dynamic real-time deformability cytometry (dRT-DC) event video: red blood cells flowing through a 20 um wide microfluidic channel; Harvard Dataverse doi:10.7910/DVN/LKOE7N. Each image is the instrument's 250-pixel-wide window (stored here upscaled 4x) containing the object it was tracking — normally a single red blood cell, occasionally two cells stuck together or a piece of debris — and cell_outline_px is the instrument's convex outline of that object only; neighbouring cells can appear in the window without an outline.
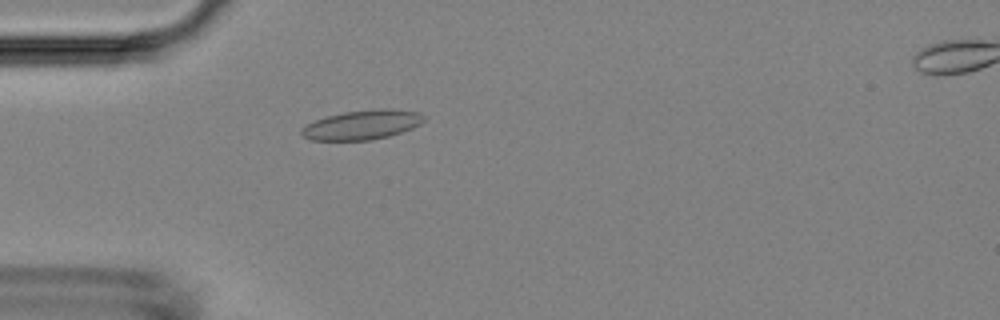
{"species": "Egyptian fruit bat (a non-hibernating species)", "species_latin": "Rousettus aegyptiacus", "temperature_condition": "room temperature", "stored_images_in_passage": 6, "camera_frame_rate_fps": 3000, "um_per_image_px": 0.085, "animal": {"sex": "female"}, "frame": {"image": 1, "passage_image": 5, "time_ms": 4.667, "image_size_px": [1000, 320], "cell_outline_px": [[424, 120], [420, 124], [412, 128], [388, 136], [372, 140], [308, 140], [300, 132], [300, 128], [316, 120], [328, 116], [344, 112], [380, 108], [392, 108], [420, 112], [424, 116]], "centroid_in_image_um": [30.79, 10.6], "position_along_channel_um": 54.2, "area_um2": 20.98}}